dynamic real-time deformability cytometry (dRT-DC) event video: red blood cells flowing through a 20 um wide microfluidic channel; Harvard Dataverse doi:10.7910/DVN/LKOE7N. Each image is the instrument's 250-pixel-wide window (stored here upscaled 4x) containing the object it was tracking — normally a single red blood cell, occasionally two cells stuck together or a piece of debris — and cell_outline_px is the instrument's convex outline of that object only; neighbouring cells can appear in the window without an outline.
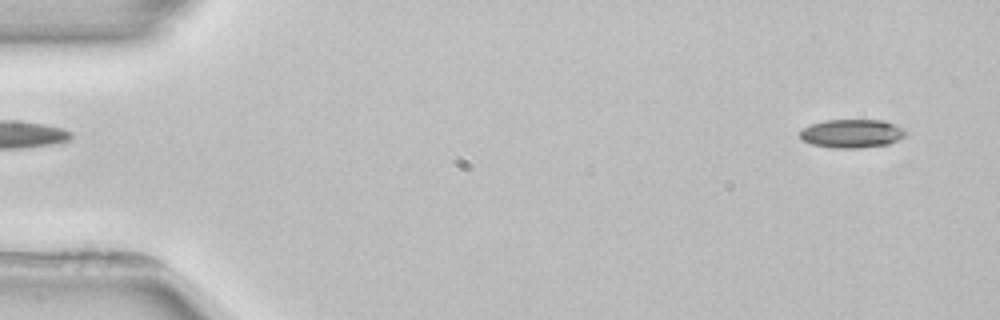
{"species": "common noctule bat (a hibernating species)", "species_latin": "Nyctalus noctula", "temperature_condition": "room temperature", "stored_images_in_passage": 4, "camera_frame_rate_fps": 3000, "um_per_image_px": 0.085, "animal": {"sex": "female", "body_mass_g": 22.7, "forearm_length_mm": 54.2}, "frame": {"image": 1, "passage_image": 1, "time_ms": 0.0, "image_size_px": [1000, 320], "cell_outline_px": [[904, 136], [900, 140], [888, 144], [860, 148], [832, 148], [812, 144], [800, 140], [800, 132], [804, 128], [812, 124], [824, 120], [884, 120], [904, 128]], "centroid_in_image_um": [72.4, 11.35], "position_along_channel_um": 12.6, "area_um2": 17.63}}
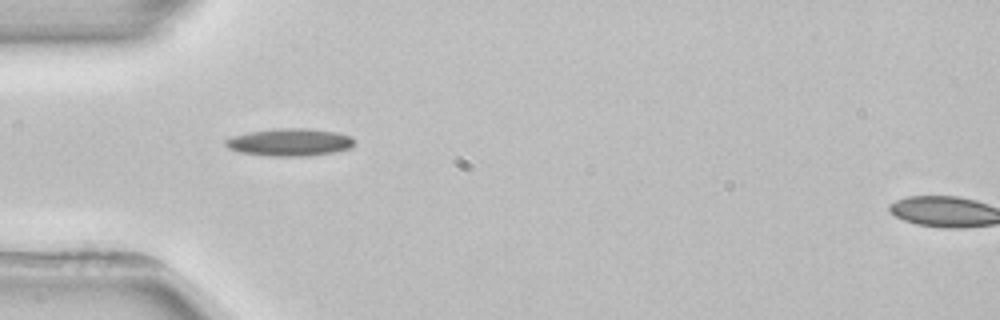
{"frame": {"image": 2, "passage_image": 3, "time_ms": 4.333, "image_size_px": [1000, 320], "cell_outline_px": [[352, 148], [336, 152], [304, 156], [268, 156], [240, 152], [228, 148], [224, 144], [224, 140], [232, 136], [248, 132], [280, 128], [308, 128], [336, 132], [352, 136]], "centroid_in_image_um": [24.61, 12.09], "position_along_channel_um": 60.4, "area_um2": 20.69}}